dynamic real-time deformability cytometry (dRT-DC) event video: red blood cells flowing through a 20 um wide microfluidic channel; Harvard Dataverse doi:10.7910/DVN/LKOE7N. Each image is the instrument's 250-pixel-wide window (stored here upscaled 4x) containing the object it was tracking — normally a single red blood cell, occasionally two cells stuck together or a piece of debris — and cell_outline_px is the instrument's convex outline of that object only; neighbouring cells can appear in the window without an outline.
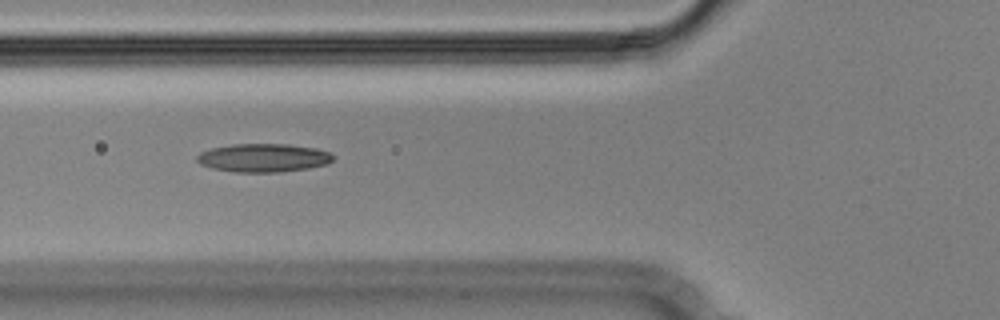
{"species": "Egyptian fruit bat (a non-hibernating species)", "species_latin": "Rousettus aegyptiacus", "temperature_condition": "cold", "stored_images_in_passage": 4, "camera_frame_rate_fps": 3000, "um_per_image_px": 0.085, "animal": {"sex": "male"}, "frame": {"image": 1, "passage_image": 2, "time_ms": 0.333, "image_size_px": [1000, 320], "cell_outline_px": [[336, 156], [328, 164], [308, 168], [280, 172], [236, 172], [212, 168], [200, 164], [196, 160], [196, 156], [200, 152], [212, 148], [232, 144], [288, 144], [316, 148], [332, 152]], "centroid_in_image_um": [22.42, 13.41], "position_along_channel_um": 103.4, "area_um2": 22.72}}